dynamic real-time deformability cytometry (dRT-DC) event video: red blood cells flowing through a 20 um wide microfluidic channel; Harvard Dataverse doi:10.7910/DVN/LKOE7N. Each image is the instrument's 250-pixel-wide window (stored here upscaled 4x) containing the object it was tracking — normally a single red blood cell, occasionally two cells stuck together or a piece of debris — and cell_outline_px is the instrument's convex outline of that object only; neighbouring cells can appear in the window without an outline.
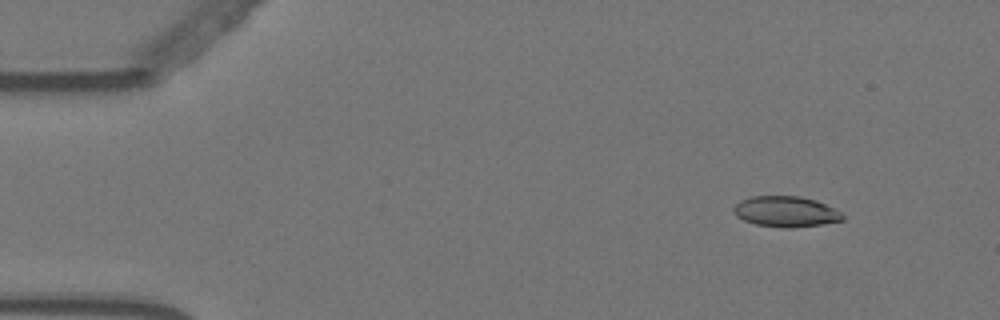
{"species": "Egyptian fruit bat (a non-hibernating species)", "species_latin": "Rousettus aegyptiacus", "temperature_condition": "warm", "stored_images_in_passage": 53, "camera_frame_rate_fps": 3000, "um_per_image_px": 0.085, "animal": {"sex": "female"}, "frame": {"image": 1, "passage_image": 2, "time_ms": 0.333, "image_size_px": [1000, 320], "cell_outline_px": [[844, 220], [820, 224], [792, 228], [788, 228], [756, 224], [744, 220], [736, 216], [732, 208], [740, 200], [752, 196], [800, 196], [816, 200], [840, 212], [844, 216]], "centroid_in_image_um": [66.77, 17.98], "position_along_channel_um": 18.2, "area_um2": 19.31}}
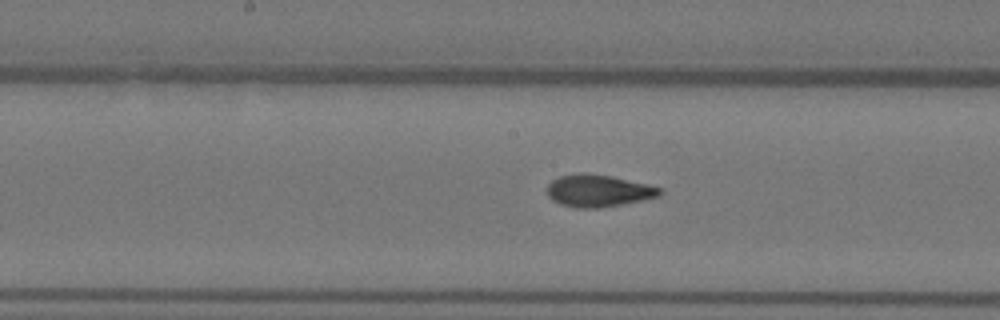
{"frame": {"image": 2, "passage_image": 25, "time_ms": 8.0, "image_size_px": [1000, 320], "cell_outline_px": [[664, 192], [660, 196], [620, 204], [596, 208], [576, 208], [560, 204], [552, 200], [548, 196], [548, 184], [552, 180], [560, 176], [580, 172], [584, 172], [612, 176], [648, 184], [660, 188]], "centroid_in_image_um": [50.84, 16.2], "position_along_channel_um": 197.4, "area_um2": 21.1}}
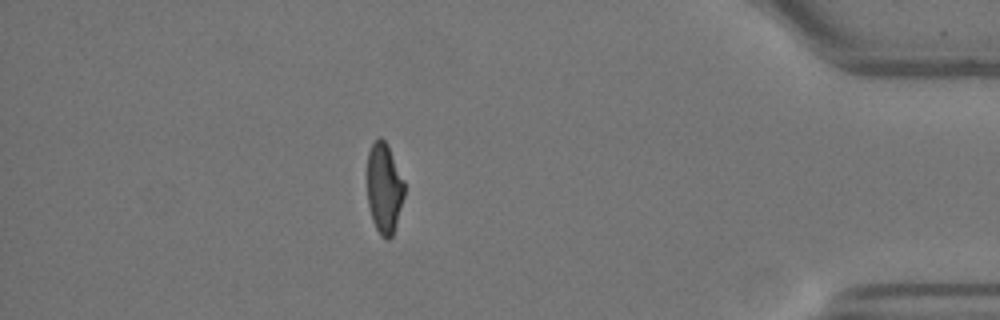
{"frame": {"image": 3, "passage_image": 46, "time_ms": 15.0, "image_size_px": [1000, 320], "cell_outline_px": [[404, 196], [396, 224], [392, 236], [388, 240], [384, 240], [380, 236], [372, 220], [368, 204], [368, 152], [372, 144], [380, 136], [388, 144], [404, 180]], "centroid_in_image_um": [32.66, 16.01], "position_along_channel_um": 402.5, "area_um2": 19.59}, "authors_computed_cell_mechanics": {"area_um2": 20.4612, "velocity_mm_per_s": 3.5557, "shape_relaxation_time_tau1_ms": 7.7397, "shape_relaxation_time_tau2_ms": 1.2832, "deformation_change_tau1": 0.2163, "deformation_change_tau2": 0.0718}}